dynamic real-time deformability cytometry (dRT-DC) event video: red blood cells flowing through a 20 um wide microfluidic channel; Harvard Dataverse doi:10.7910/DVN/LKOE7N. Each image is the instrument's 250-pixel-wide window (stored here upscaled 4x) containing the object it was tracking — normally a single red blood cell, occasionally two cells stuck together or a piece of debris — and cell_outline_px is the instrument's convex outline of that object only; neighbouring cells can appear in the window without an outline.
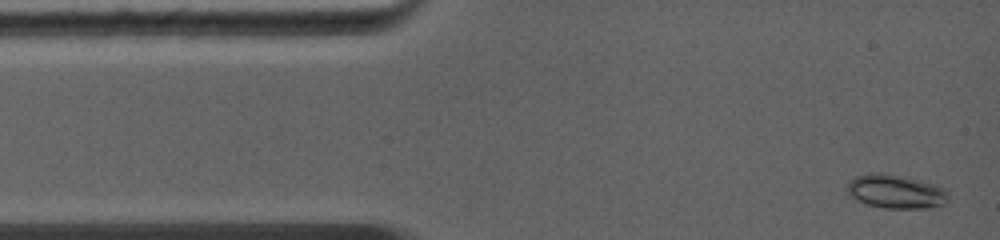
{"species": "common noctule bat (a hibernating species)", "species_latin": "Nyctalus noctula", "temperature_condition": "warm", "stored_images_in_passage": 37, "camera_frame_rate_fps": 5000, "um_per_image_px": 0.085, "animal": {"sex": "female", "body_mass_g": 19.0, "forearm_length_mm": 56.7}, "frame": {"image": 1, "passage_image": 2, "time_ms": 0.2, "image_size_px": [1000, 240], "cell_outline_px": [[948, 196], [944, 204], [928, 208], [884, 208], [864, 204], [848, 196], [844, 188], [848, 180], [856, 176], [876, 172], [880, 172], [908, 176], [936, 184], [944, 188], [948, 192]], "centroid_in_image_um": [76.08, 16.26], "position_along_channel_um": 8.9, "area_um2": 20.58}}
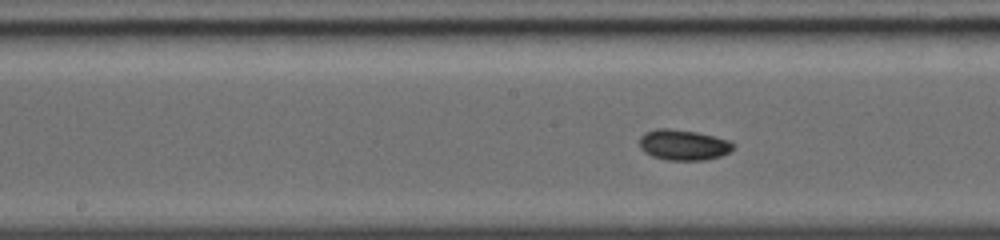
{"frame": {"image": 2, "passage_image": 19, "time_ms": 5.8, "image_size_px": [1000, 240], "cell_outline_px": [[736, 148], [720, 156], [704, 160], [668, 160], [652, 156], [644, 152], [640, 148], [640, 136], [644, 132], [656, 128], [668, 128], [696, 132], [732, 140], [736, 144]], "centroid_in_image_um": [58.11, 12.31], "position_along_channel_um": 190.1, "area_um2": 16.94}}
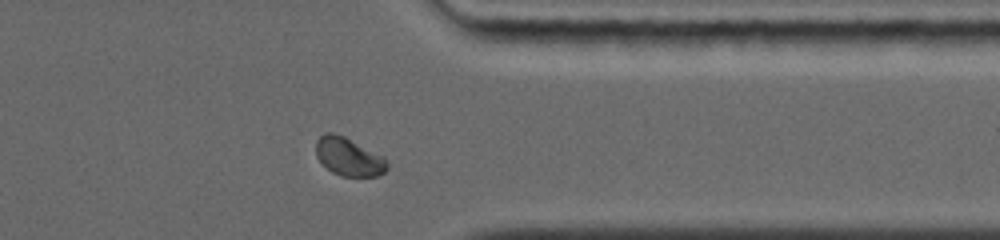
{"frame": {"image": 3, "passage_image": 32, "time_ms": 10.2, "image_size_px": [1000, 240], "cell_outline_px": [[388, 168], [384, 172], [376, 176], [340, 176], [332, 172], [316, 156], [316, 140], [324, 132], [332, 132], [344, 136], [384, 156], [388, 164]], "centroid_in_image_um": [29.64, 13.31], "position_along_channel_um": 381.8, "area_um2": 15.84}, "authors_computed_cell_mechanics": {"area_um2": 16.1262, "velocity_mm_per_s": 4.4223, "shape_relaxation_time_tau1_ms": 5.976, "shape_relaxation_time_tau2_ms": null, "deformation_change_tau1": 0.0794, "deformation_change_tau2": null}}